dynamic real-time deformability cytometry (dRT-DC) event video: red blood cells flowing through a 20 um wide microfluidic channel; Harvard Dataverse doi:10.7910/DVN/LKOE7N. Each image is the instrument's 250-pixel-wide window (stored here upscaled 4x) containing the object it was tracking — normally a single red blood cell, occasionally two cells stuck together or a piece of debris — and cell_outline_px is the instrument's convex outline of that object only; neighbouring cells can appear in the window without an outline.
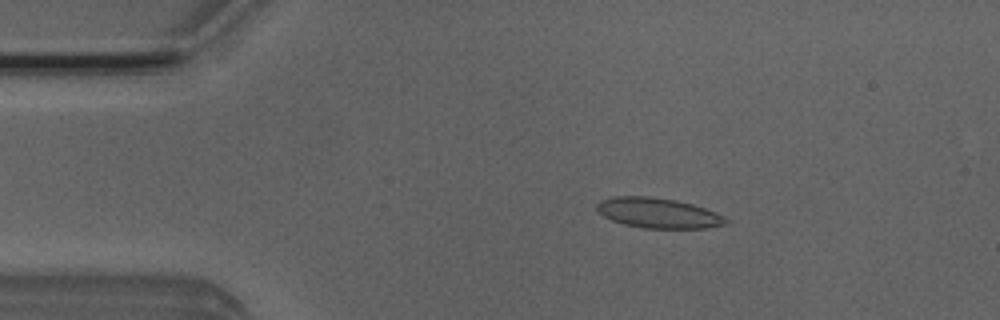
{"species": "Egyptian fruit bat (a non-hibernating species)", "species_latin": "Rousettus aegyptiacus", "temperature_condition": "room temperature", "stored_images_in_passage": 51, "camera_frame_rate_fps": 3000, "um_per_image_px": 0.085, "animal": {"sex": "male"}, "frame": {"image": 1, "passage_image": 8, "time_ms": 2.333, "image_size_px": [1000, 320], "cell_outline_px": [[732, 220], [728, 224], [708, 228], [644, 228], [624, 224], [612, 220], [596, 212], [596, 204], [600, 200], [612, 196], [648, 196], [676, 200], [692, 204], [716, 212]], "centroid_in_image_um": [55.96, 18.1], "position_along_channel_um": 29.0, "area_um2": 22.95}}
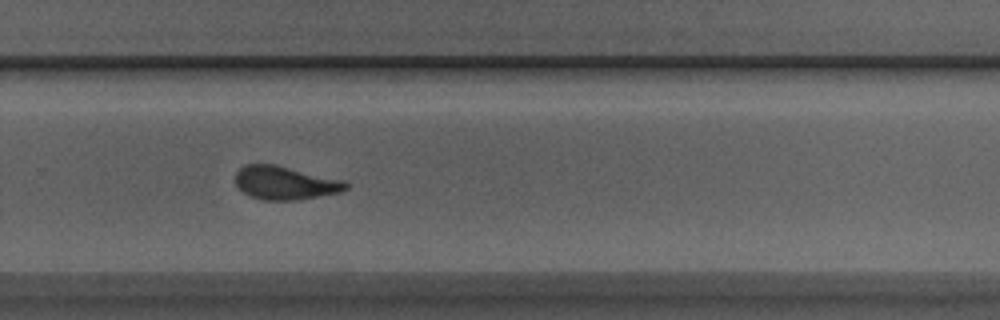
{"frame": {"image": 2, "passage_image": 33, "time_ms": 10.667, "image_size_px": [1000, 320], "cell_outline_px": [[348, 188], [340, 192], [296, 200], [260, 200], [248, 196], [236, 184], [236, 172], [244, 164], [276, 164], [344, 180], [348, 184]], "centroid_in_image_um": [24.22, 15.54], "position_along_channel_um": 305.6, "area_um2": 21.56}}
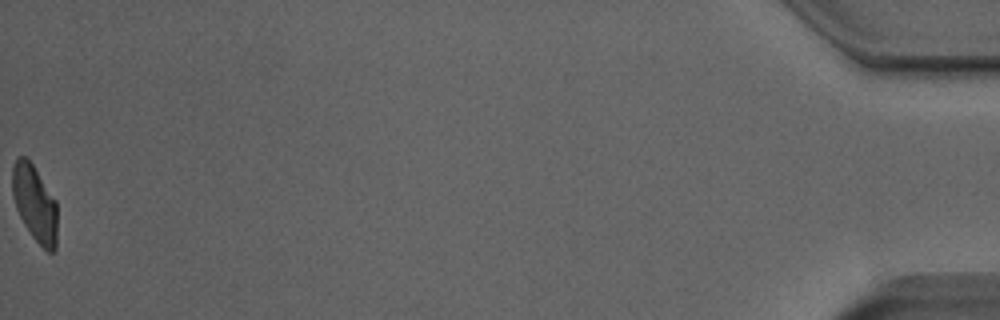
{"frame": {"image": 3, "passage_image": 51, "time_ms": 16.667, "image_size_px": [1000, 320], "cell_outline_px": [[56, 248], [52, 252], [48, 252], [32, 236], [24, 224], [16, 208], [12, 196], [12, 168], [16, 156], [24, 156], [32, 164], [56, 200]], "centroid_in_image_um": [2.93, 17.27], "position_along_channel_um": 432.3, "area_um2": 19.83}, "authors_computed_cell_mechanics": {"area_um2": 21.7906, "velocity_mm_per_s": 3.9165, "shape_relaxation_time_tau1_ms": 5.768, "shape_relaxation_time_tau2_ms": 0.9245, "deformation_change_tau1": 0.1595, "deformation_change_tau2": 0.0692}}